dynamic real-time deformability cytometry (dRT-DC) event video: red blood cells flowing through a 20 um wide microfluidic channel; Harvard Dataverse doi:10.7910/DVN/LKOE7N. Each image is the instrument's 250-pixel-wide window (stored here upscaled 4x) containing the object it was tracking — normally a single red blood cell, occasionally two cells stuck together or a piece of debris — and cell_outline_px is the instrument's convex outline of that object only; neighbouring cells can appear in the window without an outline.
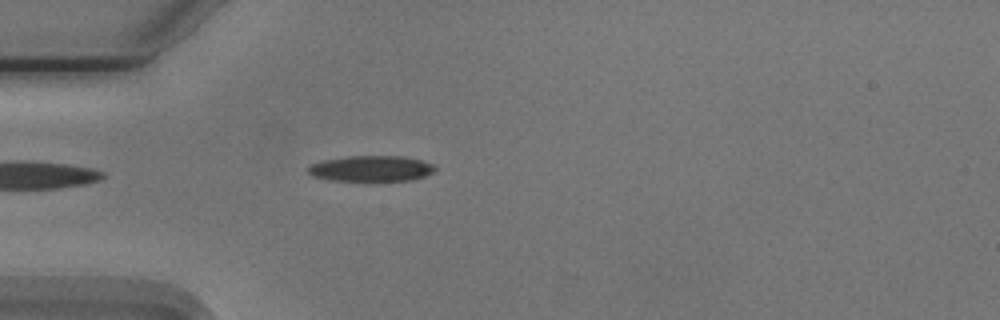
{"species": "Egyptian fruit bat (a non-hibernating species)", "species_latin": "Rousettus aegyptiacus", "temperature_condition": "cold", "stored_images_in_passage": 43, "camera_frame_rate_fps": 3000, "um_per_image_px": 0.085, "animal": {"sex": "male"}, "frame": {"image": 1, "passage_image": 4, "time_ms": 1.0, "image_size_px": [1000, 320], "cell_outline_px": [[436, 168], [432, 172], [424, 176], [412, 180], [328, 180], [312, 176], [308, 172], [308, 168], [312, 164], [324, 160], [348, 156], [400, 156], [420, 160], [432, 164]], "centroid_in_image_um": [31.53, 14.32], "position_along_channel_um": 53.5, "area_um2": 18.73}}
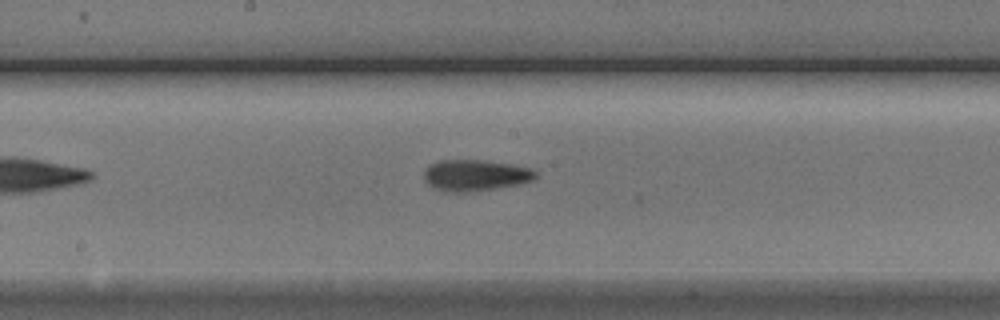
{"frame": {"image": 2, "passage_image": 17, "time_ms": 5.333, "image_size_px": [1000, 320], "cell_outline_px": [[536, 176], [532, 180], [516, 184], [492, 188], [464, 192], [444, 192], [432, 188], [424, 180], [424, 168], [428, 164], [440, 160], [480, 160], [512, 164], [532, 168], [536, 172]], "centroid_in_image_um": [40.32, 14.89], "position_along_channel_um": 207.9, "area_um2": 20.29}}
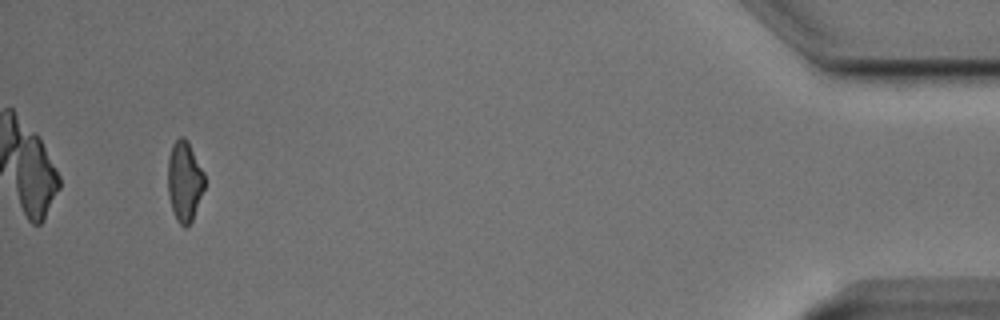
{"frame": {"image": 3, "passage_image": 40, "time_ms": 13.0, "image_size_px": [1000, 320], "cell_outline_px": [[204, 188], [192, 220], [184, 228], [176, 220], [168, 196], [168, 160], [172, 144], [180, 136], [184, 136], [188, 140], [204, 172]], "centroid_in_image_um": [15.67, 15.38], "position_along_channel_um": 419.5, "area_um2": 17.17}, "authors_computed_cell_mechanics": {"area_um2": 18.6694, "velocity_mm_per_s": 3.7626, "shape_relaxation_time_tau1_ms": 3.3576, "shape_relaxation_time_tau2_ms": 3.0723, "deformation_change_tau1": 0.1373, "deformation_change_tau2": 0.1287}}